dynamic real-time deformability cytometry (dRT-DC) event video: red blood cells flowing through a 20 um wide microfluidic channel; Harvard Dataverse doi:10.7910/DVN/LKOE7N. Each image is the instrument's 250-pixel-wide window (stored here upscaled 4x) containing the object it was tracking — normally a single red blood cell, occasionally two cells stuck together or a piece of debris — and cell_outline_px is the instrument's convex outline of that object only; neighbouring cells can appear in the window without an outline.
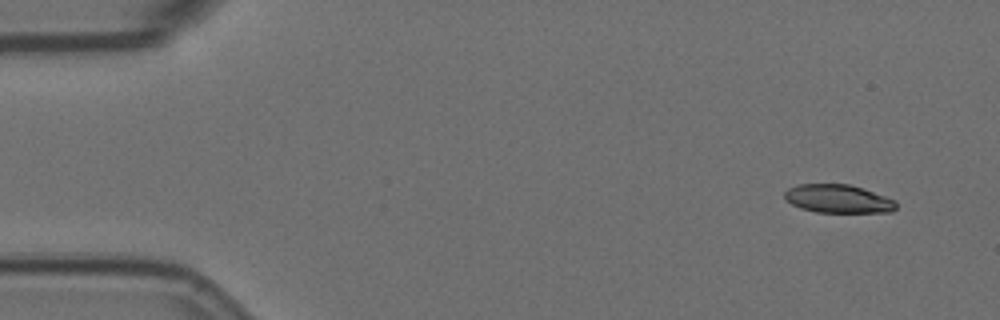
{"species": "Egyptian fruit bat (a non-hibernating species)", "species_latin": "Rousettus aegyptiacus", "temperature_condition": "room temperature", "stored_images_in_passage": 5, "camera_frame_rate_fps": 3000, "um_per_image_px": 0.085, "animal": {"sex": "female"}, "frame": {"image": 1, "passage_image": 1, "time_ms": 0.0, "image_size_px": [1000, 320], "cell_outline_px": [[896, 208], [892, 212], [816, 212], [800, 208], [784, 200], [784, 192], [788, 188], [800, 184], [848, 184], [896, 200]], "centroid_in_image_um": [71.2, 16.9], "position_along_channel_um": 13.8, "area_um2": 18.32}}
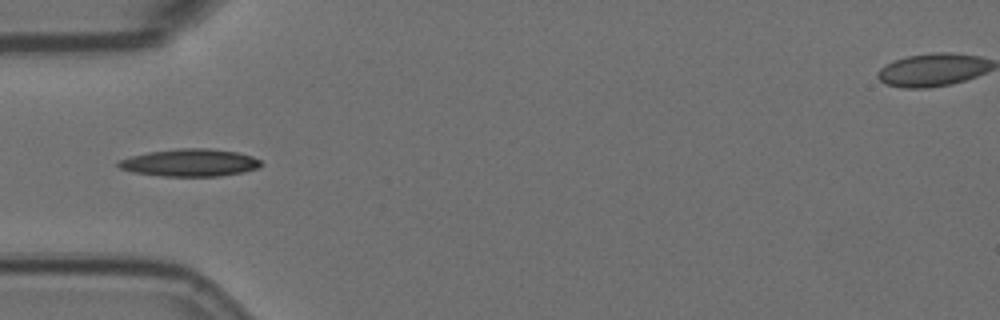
{"frame": {"image": 2, "passage_image": 5, "time_ms": 1.333, "image_size_px": [1000, 320], "cell_outline_px": [[264, 164], [260, 168], [220, 176], [164, 176], [132, 172], [120, 168], [116, 164], [120, 160], [132, 156], [148, 152], [180, 148], [208, 148], [236, 152], [252, 156], [260, 160]], "centroid_in_image_um": [16.17, 13.83], "position_along_channel_um": 68.8, "area_um2": 22.72}}